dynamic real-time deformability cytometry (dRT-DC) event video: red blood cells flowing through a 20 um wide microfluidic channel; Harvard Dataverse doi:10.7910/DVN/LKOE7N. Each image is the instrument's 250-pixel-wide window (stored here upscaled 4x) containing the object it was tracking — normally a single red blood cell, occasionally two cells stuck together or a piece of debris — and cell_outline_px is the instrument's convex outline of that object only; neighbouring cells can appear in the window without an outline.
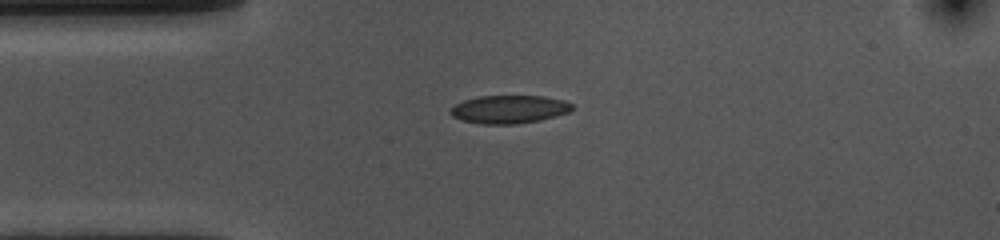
{"species": "common noctule bat (a hibernating species)", "species_latin": "Nyctalus noctula", "temperature_condition": "cold", "stored_images_in_passage": 43, "camera_frame_rate_fps": 3000, "um_per_image_px": 0.085, "animal": {"sex": "female", "body_mass_g": 10.0, "forearm_length_mm": 53.1}, "frame": {"image": 1, "passage_image": 1, "time_ms": 0.0, "image_size_px": [1000, 240], "cell_outline_px": [[572, 108], [568, 112], [556, 116], [540, 120], [516, 124], [480, 124], [460, 120], [452, 116], [448, 112], [456, 104], [464, 100], [480, 96], [544, 96], [564, 100], [572, 104]], "centroid_in_image_um": [43.26, 9.29], "position_along_channel_um": 41.7, "area_um2": 19.94}}
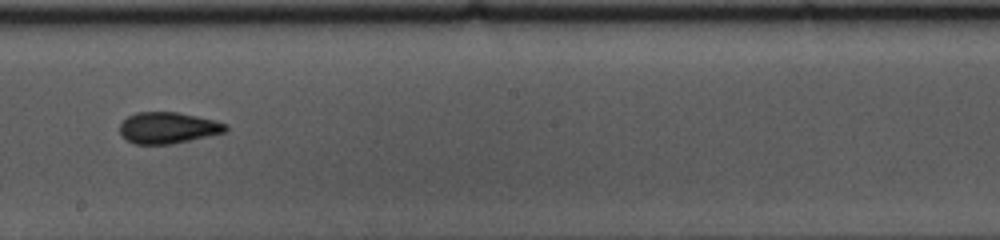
{"frame": {"image": 2, "passage_image": 18, "time_ms": 5.667, "image_size_px": [1000, 240], "cell_outline_px": [[228, 128], [224, 132], [208, 136], [172, 144], [136, 144], [128, 140], [120, 132], [120, 124], [128, 116], [136, 112], [176, 112], [216, 120], [228, 124]], "centroid_in_image_um": [14.3, 10.86], "position_along_channel_um": 233.9, "area_um2": 19.19}}
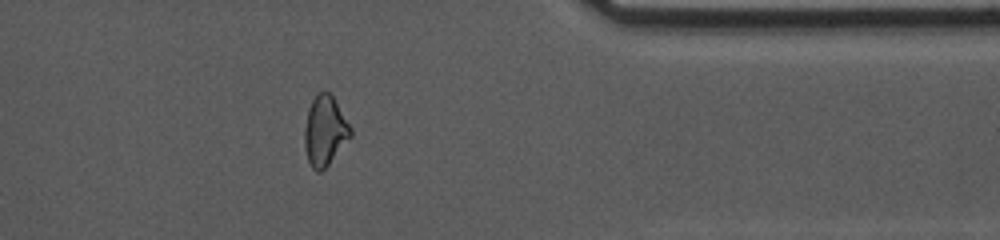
{"frame": {"image": 3, "passage_image": 32, "time_ms": 10.333, "image_size_px": [1000, 240], "cell_outline_px": [[352, 136], [328, 164], [320, 172], [316, 172], [312, 168], [308, 160], [304, 144], [304, 128], [308, 108], [316, 92], [324, 88], [332, 96], [352, 128]], "centroid_in_image_um": [27.6, 11.09], "position_along_channel_um": 383.8, "area_um2": 18.84}, "authors_computed_cell_mechanics": {"area_um2": 19.5942, "velocity_mm_per_s": 3.6251, "shape_relaxation_time_tau1_ms": 5.0441, "shape_relaxation_time_tau2_ms": 3.0404, "deformation_change_tau1": 0.1251, "deformation_change_tau2": 0.0774}}